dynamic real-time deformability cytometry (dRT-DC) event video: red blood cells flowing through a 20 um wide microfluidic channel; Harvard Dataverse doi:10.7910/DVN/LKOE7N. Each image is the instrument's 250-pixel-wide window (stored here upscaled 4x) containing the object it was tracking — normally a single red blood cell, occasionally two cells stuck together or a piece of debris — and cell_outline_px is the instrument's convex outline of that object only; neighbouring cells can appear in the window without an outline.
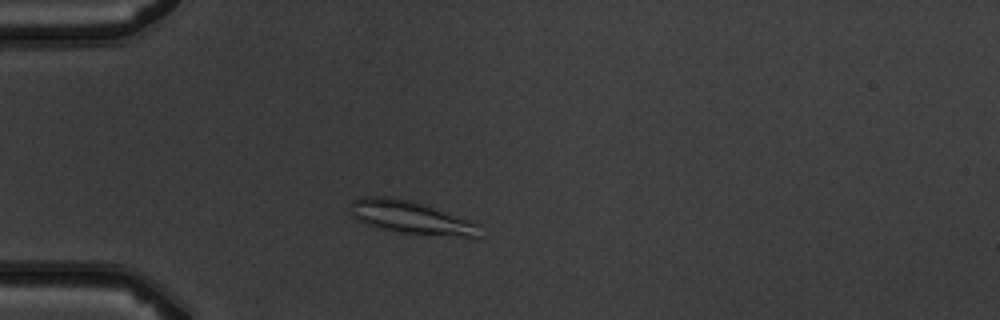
{"species": "common noctule bat (a hibernating species)", "species_latin": "Nyctalus noctula", "temperature_condition": "warm", "stored_images_in_passage": 5, "camera_frame_rate_fps": 3000, "um_per_image_px": 0.085, "animal": {"sex": "male", "body_mass_g": 19.5, "forearm_length_mm": 54.6}, "frame": {"image": 1, "passage_image": 3, "time_ms": 2.333, "image_size_px": [1000, 320], "cell_outline_px": [[480, 236], [464, 236], [400, 232], [376, 228], [364, 224], [352, 216], [348, 212], [348, 204], [356, 196], [392, 196], [412, 200], [476, 220], [480, 224]], "centroid_in_image_um": [34.87, 18.43], "position_along_channel_um": 50.1, "area_um2": 25.55}}
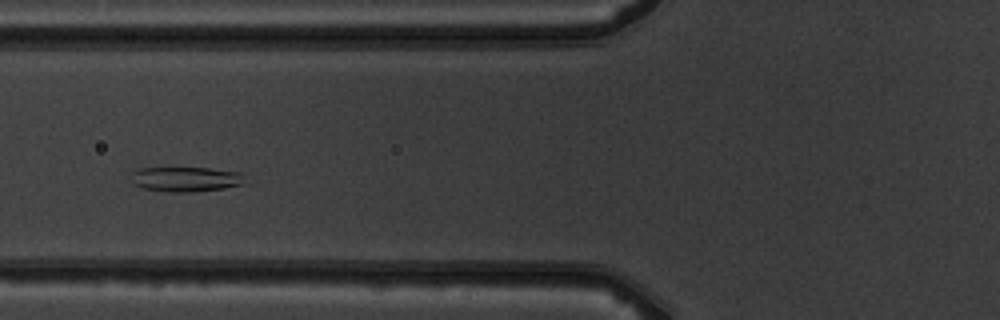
{"frame": {"image": 2, "passage_image": 5, "time_ms": 4.333, "image_size_px": [1000, 320], "cell_outline_px": [[248, 184], [224, 188], [192, 192], [168, 192], [144, 188], [132, 184], [132, 172], [140, 168], [208, 168], [244, 172]], "centroid_in_image_um": [15.89, 15.23], "position_along_channel_um": 109.9, "area_um2": 16.82}}